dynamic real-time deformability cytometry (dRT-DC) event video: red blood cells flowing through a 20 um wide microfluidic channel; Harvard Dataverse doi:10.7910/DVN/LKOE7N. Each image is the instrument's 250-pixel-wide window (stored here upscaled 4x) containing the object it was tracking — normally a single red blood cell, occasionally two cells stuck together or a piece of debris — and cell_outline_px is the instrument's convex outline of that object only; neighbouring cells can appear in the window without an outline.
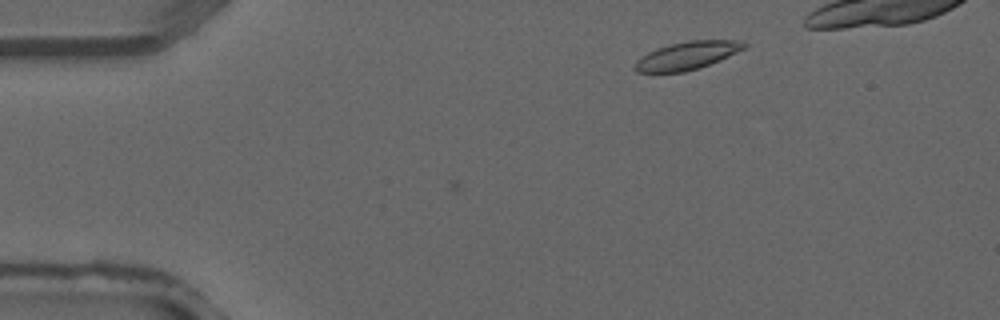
{"species": "common noctule bat (a hibernating species)", "species_latin": "Nyctalus noctula", "temperature_condition": "warm", "stored_images_in_passage": 2, "camera_frame_rate_fps": 3000, "um_per_image_px": 0.085, "animal": {"sex": "male", "forearm_length_mm": 52.5}, "frame": {"image": 1, "passage_image": 1, "time_ms": 0.0, "image_size_px": [1000, 320], "cell_outline_px": [[748, 44], [744, 48], [720, 60], [700, 68], [684, 72], [636, 72], [632, 68], [636, 60], [648, 52], [672, 44], [688, 40], [744, 40]], "centroid_in_image_um": [58.41, 4.73], "position_along_channel_um": 26.6, "area_um2": 17.74}}